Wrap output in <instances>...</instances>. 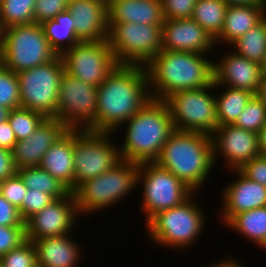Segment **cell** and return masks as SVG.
<instances>
[{
  "mask_svg": "<svg viewBox=\"0 0 266 267\" xmlns=\"http://www.w3.org/2000/svg\"><path fill=\"white\" fill-rule=\"evenodd\" d=\"M150 100L145 66L118 65L97 87L96 132H117Z\"/></svg>",
  "mask_w": 266,
  "mask_h": 267,
  "instance_id": "1",
  "label": "cell"
},
{
  "mask_svg": "<svg viewBox=\"0 0 266 267\" xmlns=\"http://www.w3.org/2000/svg\"><path fill=\"white\" fill-rule=\"evenodd\" d=\"M206 56L161 50L145 65L152 99L164 101L173 93L211 85L215 61Z\"/></svg>",
  "mask_w": 266,
  "mask_h": 267,
  "instance_id": "2",
  "label": "cell"
},
{
  "mask_svg": "<svg viewBox=\"0 0 266 267\" xmlns=\"http://www.w3.org/2000/svg\"><path fill=\"white\" fill-rule=\"evenodd\" d=\"M155 162L198 193L215 167L212 137L175 130Z\"/></svg>",
  "mask_w": 266,
  "mask_h": 267,
  "instance_id": "3",
  "label": "cell"
},
{
  "mask_svg": "<svg viewBox=\"0 0 266 267\" xmlns=\"http://www.w3.org/2000/svg\"><path fill=\"white\" fill-rule=\"evenodd\" d=\"M126 134L119 146L121 160L155 162L163 145L175 131L167 104L152 99L126 122Z\"/></svg>",
  "mask_w": 266,
  "mask_h": 267,
  "instance_id": "4",
  "label": "cell"
},
{
  "mask_svg": "<svg viewBox=\"0 0 266 267\" xmlns=\"http://www.w3.org/2000/svg\"><path fill=\"white\" fill-rule=\"evenodd\" d=\"M195 194L198 195L194 192L182 204L157 213L145 224L152 243L181 252L194 246L204 230L207 217L204 209L194 202L197 200Z\"/></svg>",
  "mask_w": 266,
  "mask_h": 267,
  "instance_id": "5",
  "label": "cell"
},
{
  "mask_svg": "<svg viewBox=\"0 0 266 267\" xmlns=\"http://www.w3.org/2000/svg\"><path fill=\"white\" fill-rule=\"evenodd\" d=\"M138 171V163L121 160L112 169L81 183L73 191L80 215L104 211L127 197L138 187Z\"/></svg>",
  "mask_w": 266,
  "mask_h": 267,
  "instance_id": "6",
  "label": "cell"
},
{
  "mask_svg": "<svg viewBox=\"0 0 266 267\" xmlns=\"http://www.w3.org/2000/svg\"><path fill=\"white\" fill-rule=\"evenodd\" d=\"M57 56L41 24L14 25L3 29L0 63L16 74L51 62Z\"/></svg>",
  "mask_w": 266,
  "mask_h": 267,
  "instance_id": "7",
  "label": "cell"
},
{
  "mask_svg": "<svg viewBox=\"0 0 266 267\" xmlns=\"http://www.w3.org/2000/svg\"><path fill=\"white\" fill-rule=\"evenodd\" d=\"M107 40L119 65L145 66L162 50V25L108 22Z\"/></svg>",
  "mask_w": 266,
  "mask_h": 267,
  "instance_id": "8",
  "label": "cell"
},
{
  "mask_svg": "<svg viewBox=\"0 0 266 267\" xmlns=\"http://www.w3.org/2000/svg\"><path fill=\"white\" fill-rule=\"evenodd\" d=\"M214 82L206 87L179 91L168 96L175 130L212 135L218 127ZM212 92V93H211Z\"/></svg>",
  "mask_w": 266,
  "mask_h": 267,
  "instance_id": "9",
  "label": "cell"
},
{
  "mask_svg": "<svg viewBox=\"0 0 266 267\" xmlns=\"http://www.w3.org/2000/svg\"><path fill=\"white\" fill-rule=\"evenodd\" d=\"M143 184L141 210L145 224L157 213L176 207L186 201L194 191L173 173L156 162L139 164L137 185Z\"/></svg>",
  "mask_w": 266,
  "mask_h": 267,
  "instance_id": "10",
  "label": "cell"
},
{
  "mask_svg": "<svg viewBox=\"0 0 266 267\" xmlns=\"http://www.w3.org/2000/svg\"><path fill=\"white\" fill-rule=\"evenodd\" d=\"M65 72L61 55L46 64L17 73L20 107L55 118L60 80Z\"/></svg>",
  "mask_w": 266,
  "mask_h": 267,
  "instance_id": "11",
  "label": "cell"
},
{
  "mask_svg": "<svg viewBox=\"0 0 266 267\" xmlns=\"http://www.w3.org/2000/svg\"><path fill=\"white\" fill-rule=\"evenodd\" d=\"M113 137L112 133L74 129V190L121 161Z\"/></svg>",
  "mask_w": 266,
  "mask_h": 267,
  "instance_id": "12",
  "label": "cell"
},
{
  "mask_svg": "<svg viewBox=\"0 0 266 267\" xmlns=\"http://www.w3.org/2000/svg\"><path fill=\"white\" fill-rule=\"evenodd\" d=\"M97 87L64 72L60 80L55 118L68 129L96 132Z\"/></svg>",
  "mask_w": 266,
  "mask_h": 267,
  "instance_id": "13",
  "label": "cell"
},
{
  "mask_svg": "<svg viewBox=\"0 0 266 267\" xmlns=\"http://www.w3.org/2000/svg\"><path fill=\"white\" fill-rule=\"evenodd\" d=\"M61 57L66 73L96 87L119 65L107 39L79 42Z\"/></svg>",
  "mask_w": 266,
  "mask_h": 267,
  "instance_id": "14",
  "label": "cell"
},
{
  "mask_svg": "<svg viewBox=\"0 0 266 267\" xmlns=\"http://www.w3.org/2000/svg\"><path fill=\"white\" fill-rule=\"evenodd\" d=\"M79 216L73 192L64 198L54 199L25 222L26 240L33 242L70 234Z\"/></svg>",
  "mask_w": 266,
  "mask_h": 267,
  "instance_id": "15",
  "label": "cell"
},
{
  "mask_svg": "<svg viewBox=\"0 0 266 267\" xmlns=\"http://www.w3.org/2000/svg\"><path fill=\"white\" fill-rule=\"evenodd\" d=\"M211 137L215 165L224 158L230 172L260 156L259 135L234 124L218 126Z\"/></svg>",
  "mask_w": 266,
  "mask_h": 267,
  "instance_id": "16",
  "label": "cell"
},
{
  "mask_svg": "<svg viewBox=\"0 0 266 267\" xmlns=\"http://www.w3.org/2000/svg\"><path fill=\"white\" fill-rule=\"evenodd\" d=\"M215 40L192 18L164 19L162 50L209 54Z\"/></svg>",
  "mask_w": 266,
  "mask_h": 267,
  "instance_id": "17",
  "label": "cell"
},
{
  "mask_svg": "<svg viewBox=\"0 0 266 267\" xmlns=\"http://www.w3.org/2000/svg\"><path fill=\"white\" fill-rule=\"evenodd\" d=\"M214 86L247 90L256 94L260 86L262 65L230 50L213 63Z\"/></svg>",
  "mask_w": 266,
  "mask_h": 267,
  "instance_id": "18",
  "label": "cell"
},
{
  "mask_svg": "<svg viewBox=\"0 0 266 267\" xmlns=\"http://www.w3.org/2000/svg\"><path fill=\"white\" fill-rule=\"evenodd\" d=\"M67 130L56 118H45L31 136L16 142L12 150L16 169L40 166L44 154Z\"/></svg>",
  "mask_w": 266,
  "mask_h": 267,
  "instance_id": "19",
  "label": "cell"
},
{
  "mask_svg": "<svg viewBox=\"0 0 266 267\" xmlns=\"http://www.w3.org/2000/svg\"><path fill=\"white\" fill-rule=\"evenodd\" d=\"M233 172L238 175V179L228 182L221 192L223 204L219 217L224 225L238 213L266 206V187L250 180L239 170H232Z\"/></svg>",
  "mask_w": 266,
  "mask_h": 267,
  "instance_id": "20",
  "label": "cell"
},
{
  "mask_svg": "<svg viewBox=\"0 0 266 267\" xmlns=\"http://www.w3.org/2000/svg\"><path fill=\"white\" fill-rule=\"evenodd\" d=\"M81 42L108 37V0H74L67 5Z\"/></svg>",
  "mask_w": 266,
  "mask_h": 267,
  "instance_id": "21",
  "label": "cell"
},
{
  "mask_svg": "<svg viewBox=\"0 0 266 267\" xmlns=\"http://www.w3.org/2000/svg\"><path fill=\"white\" fill-rule=\"evenodd\" d=\"M70 234L45 237L33 241L37 254V265L41 267H77L82 262L83 250Z\"/></svg>",
  "mask_w": 266,
  "mask_h": 267,
  "instance_id": "22",
  "label": "cell"
},
{
  "mask_svg": "<svg viewBox=\"0 0 266 267\" xmlns=\"http://www.w3.org/2000/svg\"><path fill=\"white\" fill-rule=\"evenodd\" d=\"M40 167L74 191V129H68L44 154Z\"/></svg>",
  "mask_w": 266,
  "mask_h": 267,
  "instance_id": "23",
  "label": "cell"
},
{
  "mask_svg": "<svg viewBox=\"0 0 266 267\" xmlns=\"http://www.w3.org/2000/svg\"><path fill=\"white\" fill-rule=\"evenodd\" d=\"M108 22L163 25L161 0H108Z\"/></svg>",
  "mask_w": 266,
  "mask_h": 267,
  "instance_id": "24",
  "label": "cell"
},
{
  "mask_svg": "<svg viewBox=\"0 0 266 267\" xmlns=\"http://www.w3.org/2000/svg\"><path fill=\"white\" fill-rule=\"evenodd\" d=\"M265 11L266 4L228 6L223 30L215 39L216 46L223 43L230 47L234 41L266 17Z\"/></svg>",
  "mask_w": 266,
  "mask_h": 267,
  "instance_id": "25",
  "label": "cell"
},
{
  "mask_svg": "<svg viewBox=\"0 0 266 267\" xmlns=\"http://www.w3.org/2000/svg\"><path fill=\"white\" fill-rule=\"evenodd\" d=\"M41 27L51 48L58 55H62L81 42L76 35L74 19L68 9L62 11L53 19L42 22Z\"/></svg>",
  "mask_w": 266,
  "mask_h": 267,
  "instance_id": "26",
  "label": "cell"
},
{
  "mask_svg": "<svg viewBox=\"0 0 266 267\" xmlns=\"http://www.w3.org/2000/svg\"><path fill=\"white\" fill-rule=\"evenodd\" d=\"M225 225L266 250V206L238 213Z\"/></svg>",
  "mask_w": 266,
  "mask_h": 267,
  "instance_id": "27",
  "label": "cell"
},
{
  "mask_svg": "<svg viewBox=\"0 0 266 267\" xmlns=\"http://www.w3.org/2000/svg\"><path fill=\"white\" fill-rule=\"evenodd\" d=\"M215 89L216 91L219 89L222 92L217 97L215 96L218 126L234 124L240 113L255 95L250 91L231 87L215 86ZM220 89H224V92Z\"/></svg>",
  "mask_w": 266,
  "mask_h": 267,
  "instance_id": "28",
  "label": "cell"
},
{
  "mask_svg": "<svg viewBox=\"0 0 266 267\" xmlns=\"http://www.w3.org/2000/svg\"><path fill=\"white\" fill-rule=\"evenodd\" d=\"M228 6L224 0H197L191 18L215 40L223 30Z\"/></svg>",
  "mask_w": 266,
  "mask_h": 267,
  "instance_id": "29",
  "label": "cell"
},
{
  "mask_svg": "<svg viewBox=\"0 0 266 267\" xmlns=\"http://www.w3.org/2000/svg\"><path fill=\"white\" fill-rule=\"evenodd\" d=\"M231 46L236 54L262 65L266 59V17Z\"/></svg>",
  "mask_w": 266,
  "mask_h": 267,
  "instance_id": "30",
  "label": "cell"
},
{
  "mask_svg": "<svg viewBox=\"0 0 266 267\" xmlns=\"http://www.w3.org/2000/svg\"><path fill=\"white\" fill-rule=\"evenodd\" d=\"M17 174L28 189L47 193L53 199L64 198L71 192L63 183L40 166L19 168Z\"/></svg>",
  "mask_w": 266,
  "mask_h": 267,
  "instance_id": "31",
  "label": "cell"
},
{
  "mask_svg": "<svg viewBox=\"0 0 266 267\" xmlns=\"http://www.w3.org/2000/svg\"><path fill=\"white\" fill-rule=\"evenodd\" d=\"M35 3L36 0H0V23L3 29L35 23Z\"/></svg>",
  "mask_w": 266,
  "mask_h": 267,
  "instance_id": "32",
  "label": "cell"
},
{
  "mask_svg": "<svg viewBox=\"0 0 266 267\" xmlns=\"http://www.w3.org/2000/svg\"><path fill=\"white\" fill-rule=\"evenodd\" d=\"M46 117L36 111L16 108L8 112L7 120L14 130L17 141L31 136Z\"/></svg>",
  "mask_w": 266,
  "mask_h": 267,
  "instance_id": "33",
  "label": "cell"
},
{
  "mask_svg": "<svg viewBox=\"0 0 266 267\" xmlns=\"http://www.w3.org/2000/svg\"><path fill=\"white\" fill-rule=\"evenodd\" d=\"M237 127L259 134L266 125V107L254 95L234 123Z\"/></svg>",
  "mask_w": 266,
  "mask_h": 267,
  "instance_id": "34",
  "label": "cell"
},
{
  "mask_svg": "<svg viewBox=\"0 0 266 267\" xmlns=\"http://www.w3.org/2000/svg\"><path fill=\"white\" fill-rule=\"evenodd\" d=\"M0 106L8 109L20 108L19 79L15 72L0 63Z\"/></svg>",
  "mask_w": 266,
  "mask_h": 267,
  "instance_id": "35",
  "label": "cell"
},
{
  "mask_svg": "<svg viewBox=\"0 0 266 267\" xmlns=\"http://www.w3.org/2000/svg\"><path fill=\"white\" fill-rule=\"evenodd\" d=\"M3 267H36L37 254L33 242L26 240L18 248H15L0 257Z\"/></svg>",
  "mask_w": 266,
  "mask_h": 267,
  "instance_id": "36",
  "label": "cell"
},
{
  "mask_svg": "<svg viewBox=\"0 0 266 267\" xmlns=\"http://www.w3.org/2000/svg\"><path fill=\"white\" fill-rule=\"evenodd\" d=\"M53 200L47 193L37 191L36 189H28L23 197L22 205L18 208L21 218L26 222Z\"/></svg>",
  "mask_w": 266,
  "mask_h": 267,
  "instance_id": "37",
  "label": "cell"
},
{
  "mask_svg": "<svg viewBox=\"0 0 266 267\" xmlns=\"http://www.w3.org/2000/svg\"><path fill=\"white\" fill-rule=\"evenodd\" d=\"M28 188L16 173L0 183V193L12 205L19 208Z\"/></svg>",
  "mask_w": 266,
  "mask_h": 267,
  "instance_id": "38",
  "label": "cell"
},
{
  "mask_svg": "<svg viewBox=\"0 0 266 267\" xmlns=\"http://www.w3.org/2000/svg\"><path fill=\"white\" fill-rule=\"evenodd\" d=\"M25 241V226H0V257Z\"/></svg>",
  "mask_w": 266,
  "mask_h": 267,
  "instance_id": "39",
  "label": "cell"
},
{
  "mask_svg": "<svg viewBox=\"0 0 266 267\" xmlns=\"http://www.w3.org/2000/svg\"><path fill=\"white\" fill-rule=\"evenodd\" d=\"M197 0H161L164 19L191 18Z\"/></svg>",
  "mask_w": 266,
  "mask_h": 267,
  "instance_id": "40",
  "label": "cell"
},
{
  "mask_svg": "<svg viewBox=\"0 0 266 267\" xmlns=\"http://www.w3.org/2000/svg\"><path fill=\"white\" fill-rule=\"evenodd\" d=\"M66 9L67 4L63 0H36L34 21L41 24L46 20L53 19Z\"/></svg>",
  "mask_w": 266,
  "mask_h": 267,
  "instance_id": "41",
  "label": "cell"
},
{
  "mask_svg": "<svg viewBox=\"0 0 266 267\" xmlns=\"http://www.w3.org/2000/svg\"><path fill=\"white\" fill-rule=\"evenodd\" d=\"M239 171L252 181L266 187V157L258 156L245 163Z\"/></svg>",
  "mask_w": 266,
  "mask_h": 267,
  "instance_id": "42",
  "label": "cell"
},
{
  "mask_svg": "<svg viewBox=\"0 0 266 267\" xmlns=\"http://www.w3.org/2000/svg\"><path fill=\"white\" fill-rule=\"evenodd\" d=\"M0 226H25L19 209L10 204L0 193Z\"/></svg>",
  "mask_w": 266,
  "mask_h": 267,
  "instance_id": "43",
  "label": "cell"
},
{
  "mask_svg": "<svg viewBox=\"0 0 266 267\" xmlns=\"http://www.w3.org/2000/svg\"><path fill=\"white\" fill-rule=\"evenodd\" d=\"M16 173L12 151L0 148V183Z\"/></svg>",
  "mask_w": 266,
  "mask_h": 267,
  "instance_id": "44",
  "label": "cell"
},
{
  "mask_svg": "<svg viewBox=\"0 0 266 267\" xmlns=\"http://www.w3.org/2000/svg\"><path fill=\"white\" fill-rule=\"evenodd\" d=\"M17 139L8 120L0 123V148L12 151Z\"/></svg>",
  "mask_w": 266,
  "mask_h": 267,
  "instance_id": "45",
  "label": "cell"
},
{
  "mask_svg": "<svg viewBox=\"0 0 266 267\" xmlns=\"http://www.w3.org/2000/svg\"><path fill=\"white\" fill-rule=\"evenodd\" d=\"M229 258V259H228ZM239 260H237L236 258H231V257H227L226 258H223L212 263L211 265H209L208 267H244V265H242L241 263L243 262H238Z\"/></svg>",
  "mask_w": 266,
  "mask_h": 267,
  "instance_id": "46",
  "label": "cell"
},
{
  "mask_svg": "<svg viewBox=\"0 0 266 267\" xmlns=\"http://www.w3.org/2000/svg\"><path fill=\"white\" fill-rule=\"evenodd\" d=\"M229 6L230 5H257L266 4V0H224Z\"/></svg>",
  "mask_w": 266,
  "mask_h": 267,
  "instance_id": "47",
  "label": "cell"
},
{
  "mask_svg": "<svg viewBox=\"0 0 266 267\" xmlns=\"http://www.w3.org/2000/svg\"><path fill=\"white\" fill-rule=\"evenodd\" d=\"M255 96L262 102V104L266 107V78L263 77Z\"/></svg>",
  "mask_w": 266,
  "mask_h": 267,
  "instance_id": "48",
  "label": "cell"
},
{
  "mask_svg": "<svg viewBox=\"0 0 266 267\" xmlns=\"http://www.w3.org/2000/svg\"><path fill=\"white\" fill-rule=\"evenodd\" d=\"M260 155L266 157V125L259 132Z\"/></svg>",
  "mask_w": 266,
  "mask_h": 267,
  "instance_id": "49",
  "label": "cell"
},
{
  "mask_svg": "<svg viewBox=\"0 0 266 267\" xmlns=\"http://www.w3.org/2000/svg\"><path fill=\"white\" fill-rule=\"evenodd\" d=\"M9 110L0 106V123L7 120Z\"/></svg>",
  "mask_w": 266,
  "mask_h": 267,
  "instance_id": "50",
  "label": "cell"
},
{
  "mask_svg": "<svg viewBox=\"0 0 266 267\" xmlns=\"http://www.w3.org/2000/svg\"><path fill=\"white\" fill-rule=\"evenodd\" d=\"M2 41H3V27L0 23V48L2 47Z\"/></svg>",
  "mask_w": 266,
  "mask_h": 267,
  "instance_id": "51",
  "label": "cell"
},
{
  "mask_svg": "<svg viewBox=\"0 0 266 267\" xmlns=\"http://www.w3.org/2000/svg\"><path fill=\"white\" fill-rule=\"evenodd\" d=\"M262 76L266 78V59L265 62L262 64Z\"/></svg>",
  "mask_w": 266,
  "mask_h": 267,
  "instance_id": "52",
  "label": "cell"
},
{
  "mask_svg": "<svg viewBox=\"0 0 266 267\" xmlns=\"http://www.w3.org/2000/svg\"><path fill=\"white\" fill-rule=\"evenodd\" d=\"M63 1L68 5L69 3H71L74 0H63Z\"/></svg>",
  "mask_w": 266,
  "mask_h": 267,
  "instance_id": "53",
  "label": "cell"
}]
</instances>
